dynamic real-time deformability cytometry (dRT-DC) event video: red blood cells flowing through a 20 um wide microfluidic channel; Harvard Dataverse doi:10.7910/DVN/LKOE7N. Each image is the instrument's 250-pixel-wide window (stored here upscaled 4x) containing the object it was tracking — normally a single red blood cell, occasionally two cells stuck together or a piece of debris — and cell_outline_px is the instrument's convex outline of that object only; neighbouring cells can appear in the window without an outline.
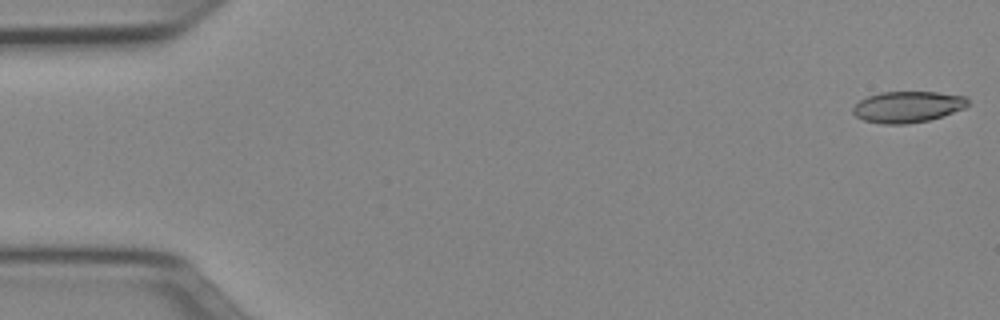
{"species": "Egyptian fruit bat (a non-hibernating species)", "species_latin": "Rousettus aegyptiacus", "temperature_condition": "cold", "stored_images_in_passage": 51, "camera_frame_rate_fps": 3000, "um_per_image_px": 0.085, "animal": {"sex": "female"}, "frame": {"image": 1, "passage_image": 1, "time_ms": 0.0, "image_size_px": [1000, 320], "cell_outline_px": [[968, 104], [964, 108], [928, 120], [908, 124], [884, 124], [864, 120], [856, 116], [852, 112], [852, 108], [860, 100], [868, 96], [880, 92], [936, 92], [968, 96]], "centroid_in_image_um": [77.14, 9.07], "position_along_channel_um": 7.9, "area_um2": 20.81}}
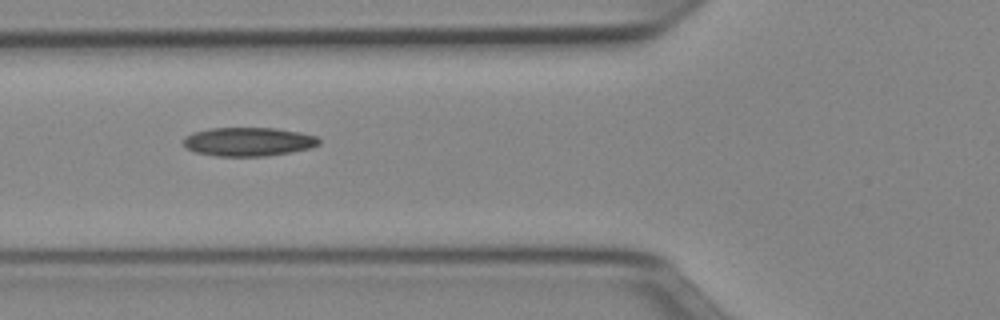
{"frame": {"image": 2, "passage_image": 19, "time_ms": 6.0, "image_size_px": [1000, 320], "cell_outline_px": [[320, 144], [312, 148], [268, 156], [216, 156], [196, 152], [188, 148], [184, 144], [184, 136], [192, 132], [212, 128], [276, 128], [300, 132], [316, 136], [320, 140]], "centroid_in_image_um": [21.14, 12.04], "position_along_channel_um": 104.7, "area_um2": 22.77}}
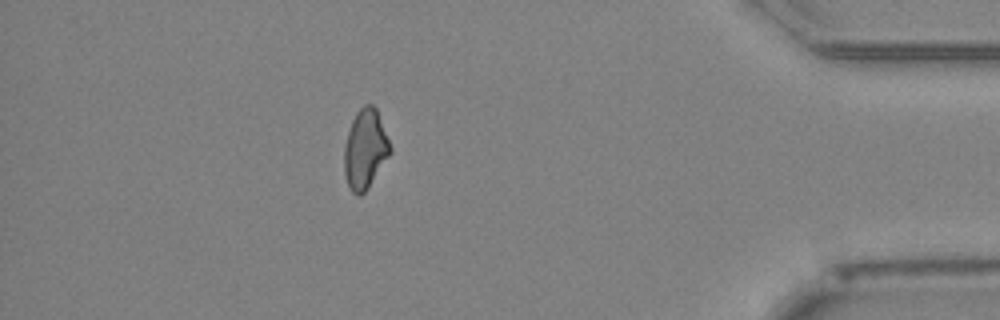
{"frame": {"image": 3, "passage_image": 45, "time_ms": 14.667, "image_size_px": [1000, 320], "cell_outline_px": [[392, 152], [368, 188], [360, 196], [356, 196], [348, 188], [344, 172], [344, 148], [348, 132], [352, 120], [356, 112], [364, 104], [372, 104], [376, 108], [392, 148]], "centroid_in_image_um": [31.04, 12.7], "position_along_channel_um": 404.2, "area_um2": 21.39}, "authors_computed_cell_mechanics": {"area_um2": 21.5594, "velocity_mm_per_s": 3.9695, "shape_relaxation_time_tau1_ms": null, "shape_relaxation_time_tau2_ms": 6.853, "deformation_change_tau1": null, "deformation_change_tau2": 0.1542}}